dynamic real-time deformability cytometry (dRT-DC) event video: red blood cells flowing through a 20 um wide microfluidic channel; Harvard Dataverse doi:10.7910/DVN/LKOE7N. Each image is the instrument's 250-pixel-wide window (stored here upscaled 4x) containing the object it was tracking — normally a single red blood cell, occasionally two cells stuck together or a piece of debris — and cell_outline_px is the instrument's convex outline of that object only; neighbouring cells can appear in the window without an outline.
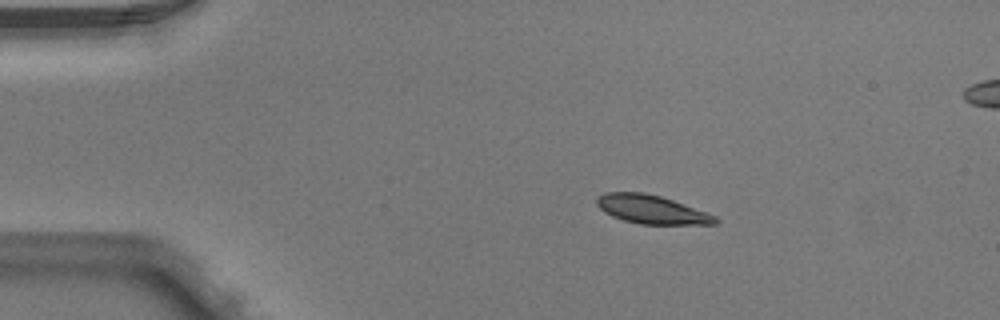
{"species": "Egyptian fruit bat (a non-hibernating species)", "species_latin": "Rousettus aegyptiacus", "temperature_condition": "warm", "stored_images_in_passage": 6, "camera_frame_rate_fps": 3000, "um_per_image_px": 0.085, "animal": {"sex": "male"}, "frame": {"image": 1, "passage_image": 2, "time_ms": 0.333, "image_size_px": [1000, 320], "cell_outline_px": [[720, 220], [716, 224], [640, 224], [624, 220], [612, 216], [604, 212], [596, 204], [596, 196], [604, 192], [644, 192], [660, 196], [672, 200], [716, 216]], "centroid_in_image_um": [55.34, 17.8], "position_along_channel_um": 29.7, "area_um2": 19.65}}
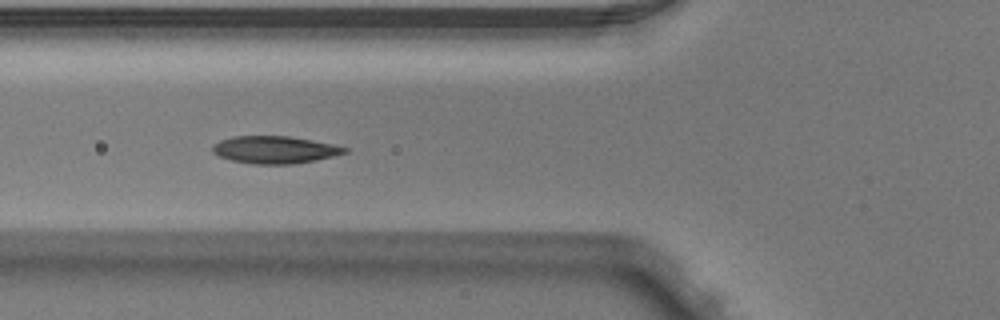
{"frame": {"image": 2, "passage_image": 5, "time_ms": 1.333, "image_size_px": [1000, 320], "cell_outline_px": [[348, 152], [316, 160], [292, 164], [252, 164], [232, 160], [220, 156], [212, 152], [212, 148], [220, 140], [232, 136], [288, 136], [312, 140], [332, 144], [348, 148]], "centroid_in_image_um": [23.36, 12.73], "position_along_channel_um": 102.4, "area_um2": 20.92}}
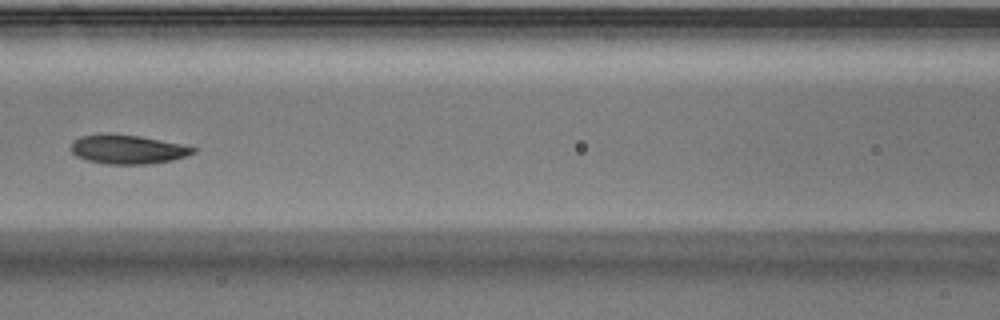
{"frame": {"image": 3, "passage_image": 6, "time_ms": 1.667, "image_size_px": [1000, 320], "cell_outline_px": [[196, 152], [172, 160], [148, 164], [108, 164], [88, 160], [76, 156], [72, 152], [72, 140], [80, 136], [100, 132], [140, 136], [180, 144], [196, 148]], "centroid_in_image_um": [10.8, 12.68], "position_along_channel_um": 155.8, "area_um2": 20.69}}